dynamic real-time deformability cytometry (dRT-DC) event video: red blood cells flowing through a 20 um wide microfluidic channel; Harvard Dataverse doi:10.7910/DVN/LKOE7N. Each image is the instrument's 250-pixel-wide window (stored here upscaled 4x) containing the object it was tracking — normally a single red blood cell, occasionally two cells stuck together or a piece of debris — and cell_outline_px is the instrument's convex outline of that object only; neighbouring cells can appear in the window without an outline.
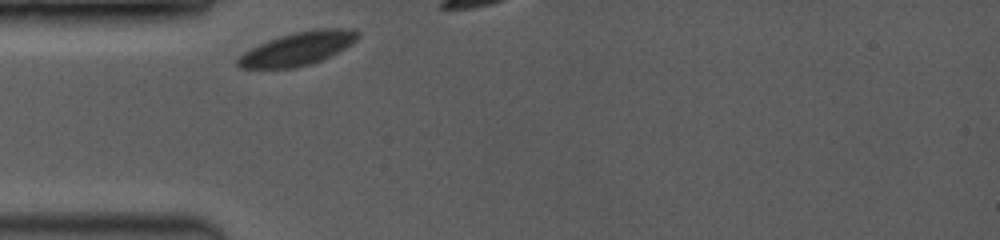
{"species": "common noctule bat (a hibernating species)", "species_latin": "Nyctalus noctula", "temperature_condition": "room temperature", "stored_images_in_passage": 5, "camera_frame_rate_fps": 3500, "um_per_image_px": 0.085, "animal": {"sex": "female", "body_mass_g": 19.0, "forearm_length_mm": 53.3}, "frame": {"image": 1, "passage_image": 1, "time_ms": 0.0, "image_size_px": [1000, 240], "cell_outline_px": [[360, 36], [352, 44], [312, 64], [292, 68], [240, 68], [236, 64], [236, 60], [244, 52], [268, 40], [280, 36], [296, 32], [316, 28], [356, 28], [360, 32]], "centroid_in_image_um": [25.34, 4.12], "position_along_channel_um": 59.7, "area_um2": 23.18}}